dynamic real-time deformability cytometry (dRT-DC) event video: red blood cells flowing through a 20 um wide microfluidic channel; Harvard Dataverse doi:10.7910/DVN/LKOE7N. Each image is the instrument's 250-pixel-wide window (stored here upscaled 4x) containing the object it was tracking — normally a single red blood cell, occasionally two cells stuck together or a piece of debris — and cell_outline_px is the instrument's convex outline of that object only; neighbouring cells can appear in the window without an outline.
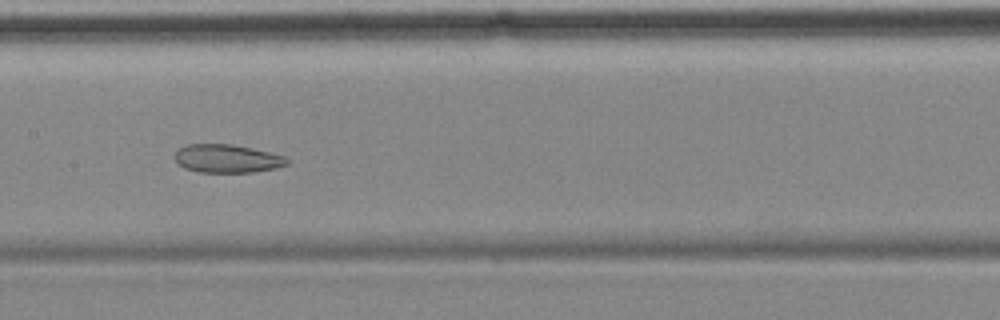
{"species": "common noctule bat (a hibernating species)", "species_latin": "Nyctalus noctula", "temperature_condition": "cold", "stored_images_in_passage": 11, "camera_frame_rate_fps": 3000, "um_per_image_px": 0.085, "animal": {"sex": "female", "body_mass_g": 18.4}, "frame": {"image": 1, "passage_image": 8, "time_ms": 8.0, "image_size_px": [1000, 320], "cell_outline_px": [[288, 164], [276, 168], [252, 172], [200, 172], [184, 168], [172, 156], [180, 148], [188, 144], [232, 144], [252, 148], [284, 156], [288, 160]], "centroid_in_image_um": [19.29, 13.48], "position_along_channel_um": 188.1, "area_um2": 18.38}}